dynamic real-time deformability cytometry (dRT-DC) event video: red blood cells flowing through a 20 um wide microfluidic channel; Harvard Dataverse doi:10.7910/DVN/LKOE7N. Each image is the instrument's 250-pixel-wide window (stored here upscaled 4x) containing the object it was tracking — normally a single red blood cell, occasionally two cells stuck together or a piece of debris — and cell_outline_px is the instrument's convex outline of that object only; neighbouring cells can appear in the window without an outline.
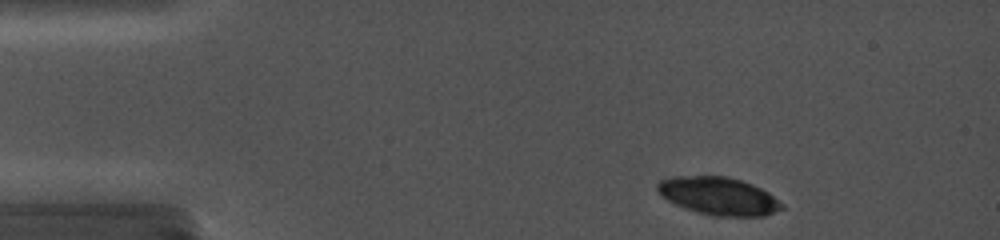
{"species": "common noctule bat (a hibernating species)", "species_latin": "Nyctalus noctula", "temperature_condition": "cold", "stored_images_in_passage": 5, "camera_frame_rate_fps": 5000, "um_per_image_px": 0.085, "animal": {"sex": "female", "body_mass_g": 19.0, "forearm_length_mm": 56.7}, "frame": {"image": 1, "passage_image": 2, "time_ms": 0.4, "image_size_px": [1000, 240], "cell_outline_px": [[784, 208], [764, 216], [712, 216], [696, 212], [684, 208], [668, 200], [656, 188], [656, 184], [660, 180], [672, 176], [728, 176], [752, 184], [768, 192], [784, 204]], "centroid_in_image_um": [61.09, 16.66], "position_along_channel_um": 23.9, "area_um2": 27.4}}